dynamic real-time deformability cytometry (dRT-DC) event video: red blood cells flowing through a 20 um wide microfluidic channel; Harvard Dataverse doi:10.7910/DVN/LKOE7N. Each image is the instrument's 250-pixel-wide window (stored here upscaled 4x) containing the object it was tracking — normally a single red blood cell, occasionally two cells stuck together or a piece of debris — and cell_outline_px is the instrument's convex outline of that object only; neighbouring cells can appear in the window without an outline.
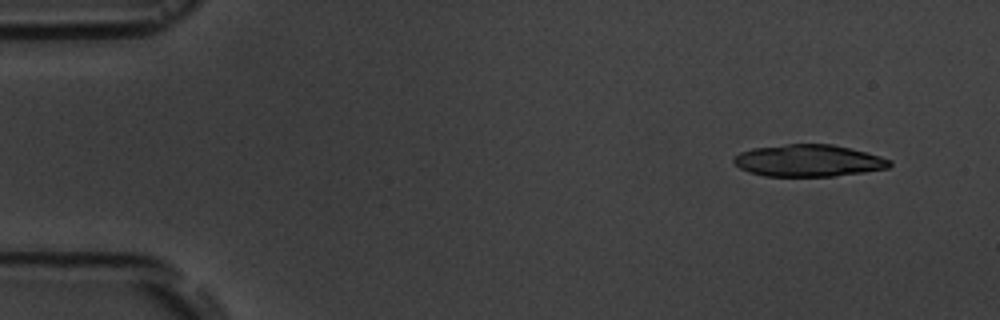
{"species": "common noctule bat (a hibernating species)", "species_latin": "Nyctalus noctula", "temperature_condition": "room temperature", "stored_images_in_passage": 3, "camera_frame_rate_fps": 3000, "um_per_image_px": 0.085, "animal": {"sex": "male", "body_mass_g": 19.5, "forearm_length_mm": 54.6}, "frame": {"image": 1, "passage_image": 1, "time_ms": 0.0, "image_size_px": [1000, 320], "cell_outline_px": [[892, 164], [888, 168], [864, 172], [832, 176], [764, 176], [748, 172], [740, 168], [732, 160], [740, 152], [752, 148], [788, 144], [832, 144], [880, 156], [892, 160]], "centroid_in_image_um": [68.71, 13.66], "position_along_channel_um": 16.3, "area_um2": 28.9}}